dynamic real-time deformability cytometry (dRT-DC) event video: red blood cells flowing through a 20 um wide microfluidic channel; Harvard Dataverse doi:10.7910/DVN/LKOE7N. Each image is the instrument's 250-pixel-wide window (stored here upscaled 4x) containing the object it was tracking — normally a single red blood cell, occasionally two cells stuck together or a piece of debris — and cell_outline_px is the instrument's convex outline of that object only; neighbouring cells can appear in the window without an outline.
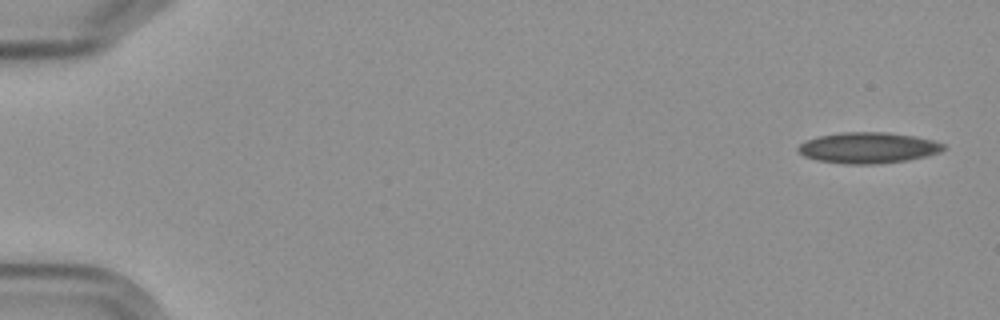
{"species": "Egyptian fruit bat (a non-hibernating species)", "species_latin": "Rousettus aegyptiacus", "temperature_condition": "cold", "stored_images_in_passage": 6, "camera_frame_rate_fps": 3000, "um_per_image_px": 0.085, "frame": {"image": 1, "passage_image": 1, "time_ms": 0.0, "image_size_px": [1000, 320], "cell_outline_px": [[948, 148], [940, 152], [928, 156], [908, 160], [876, 164], [844, 164], [816, 160], [804, 156], [796, 148], [800, 144], [808, 140], [820, 136], [844, 132], [888, 132], [912, 136], [932, 140], [944, 144]], "centroid_in_image_um": [73.82, 12.57], "position_along_channel_um": 11.2, "area_um2": 26.18}}